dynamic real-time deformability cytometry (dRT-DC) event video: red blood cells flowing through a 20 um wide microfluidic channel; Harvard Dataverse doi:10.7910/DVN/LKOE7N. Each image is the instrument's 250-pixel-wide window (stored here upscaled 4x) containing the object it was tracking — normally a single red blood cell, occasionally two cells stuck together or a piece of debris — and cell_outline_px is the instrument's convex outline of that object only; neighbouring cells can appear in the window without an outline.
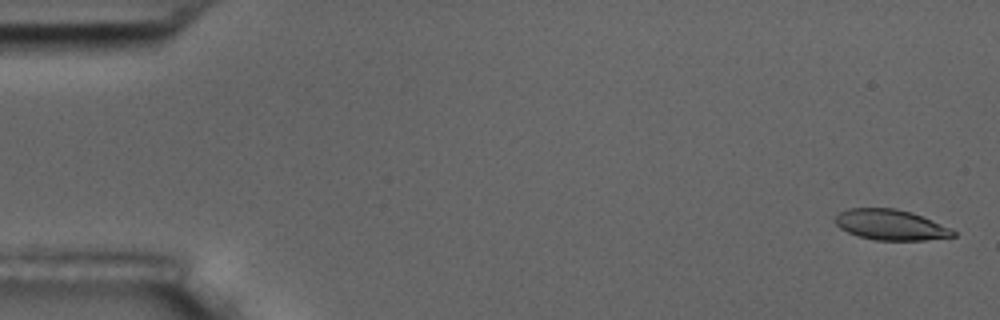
{"species": "common noctule bat (a hibernating species)", "species_latin": "Nyctalus noctula", "temperature_condition": "room temperature", "stored_images_in_passage": 8, "camera_frame_rate_fps": 3000, "um_per_image_px": 0.085, "animal": {"sex": "male", "body_mass_g": 17.5, "forearm_length_mm": 52.3}, "frame": {"image": 1, "passage_image": 1, "time_ms": 0.0, "image_size_px": [1000, 320], "cell_outline_px": [[956, 236], [924, 240], [876, 240], [860, 236], [848, 232], [840, 228], [832, 220], [840, 212], [848, 208], [896, 208], [912, 212], [948, 228], [956, 232]], "centroid_in_image_um": [75.66, 19.1], "position_along_channel_um": 9.3, "area_um2": 20.75}}
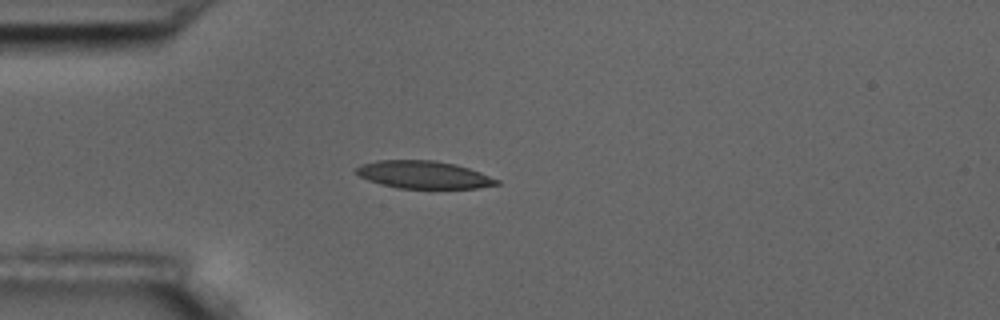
{"frame": {"image": 2, "passage_image": 5, "time_ms": 4.667, "image_size_px": [1000, 320], "cell_outline_px": [[500, 184], [476, 188], [396, 188], [380, 184], [368, 180], [360, 176], [356, 172], [356, 168], [364, 164], [376, 160], [436, 160], [456, 164], [480, 172], [500, 180]], "centroid_in_image_um": [36.03, 14.85], "position_along_channel_um": 49.0, "area_um2": 22.54}}